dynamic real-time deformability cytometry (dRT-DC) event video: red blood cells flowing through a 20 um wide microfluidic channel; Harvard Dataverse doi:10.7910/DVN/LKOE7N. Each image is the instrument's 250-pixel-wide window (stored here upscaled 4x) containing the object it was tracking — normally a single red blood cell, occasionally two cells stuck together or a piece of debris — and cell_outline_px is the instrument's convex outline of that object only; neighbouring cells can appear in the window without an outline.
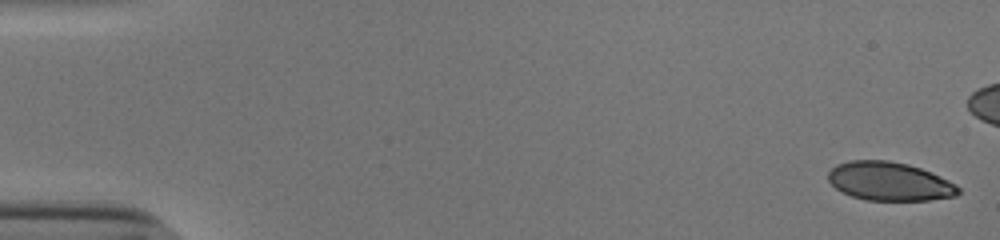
{"species": "human", "species_latin": "Homo sapiens", "temperature_condition": "cold", "stored_images_in_passage": 47, "camera_frame_rate_fps": 3000, "um_per_image_px": 0.085, "donor": {"sex": "male"}, "frame": {"image": 1, "passage_image": 1, "time_ms": 0.0, "image_size_px": [1000, 240], "cell_outline_px": [[960, 192], [956, 196], [928, 200], [868, 200], [852, 196], [840, 192], [828, 180], [828, 172], [836, 164], [848, 160], [888, 160], [908, 164], [920, 168], [940, 176], [948, 180], [960, 188]], "centroid_in_image_um": [75.58, 15.41], "position_along_channel_um": 9.4, "area_um2": 29.3}}
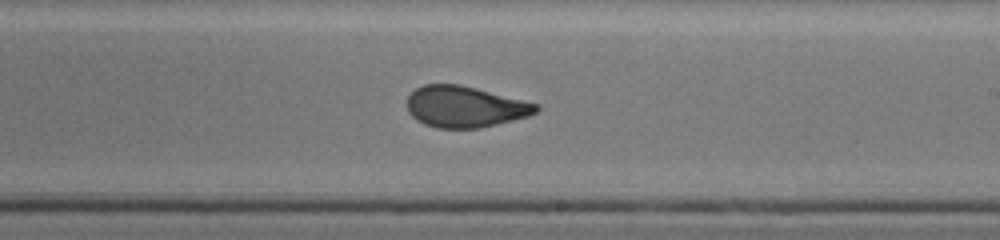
{"frame": {"image": 2, "passage_image": 32, "time_ms": 10.333, "image_size_px": [1000, 240], "cell_outline_px": [[540, 108], [536, 112], [528, 116], [480, 128], [436, 128], [424, 124], [416, 120], [408, 112], [408, 96], [416, 88], [424, 84], [460, 84], [540, 104]], "centroid_in_image_um": [39.52, 9.07], "position_along_channel_um": 249.5, "area_um2": 30.98}}
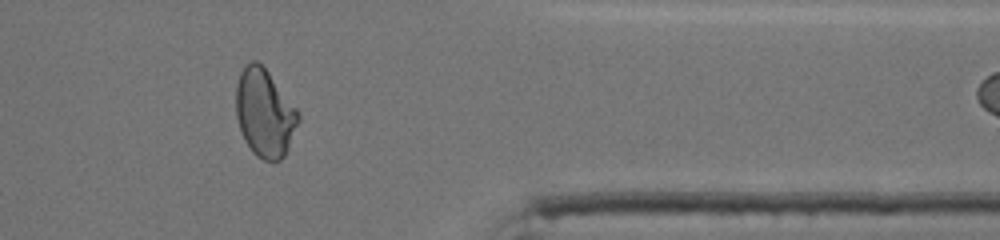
{"frame": {"image": 3, "passage_image": 44, "time_ms": 14.333, "image_size_px": [1000, 240], "cell_outline_px": [[300, 120], [288, 148], [284, 156], [280, 160], [264, 160], [256, 156], [252, 152], [244, 140], [236, 116], [236, 84], [240, 72], [244, 64], [252, 60], [256, 60], [268, 72], [300, 112]], "centroid_in_image_um": [22.49, 9.6], "position_along_channel_um": 388.9, "area_um2": 31.96}}